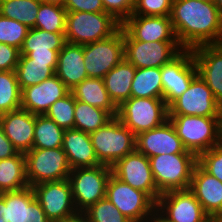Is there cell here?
<instances>
[{"instance_id":"cell-1","label":"cell","mask_w":222,"mask_h":222,"mask_svg":"<svg viewBox=\"0 0 222 222\" xmlns=\"http://www.w3.org/2000/svg\"><path fill=\"white\" fill-rule=\"evenodd\" d=\"M170 19L184 50L222 44V15L211 1L173 0Z\"/></svg>"},{"instance_id":"cell-2","label":"cell","mask_w":222,"mask_h":222,"mask_svg":"<svg viewBox=\"0 0 222 222\" xmlns=\"http://www.w3.org/2000/svg\"><path fill=\"white\" fill-rule=\"evenodd\" d=\"M184 147L197 156L222 141V117L169 115Z\"/></svg>"},{"instance_id":"cell-3","label":"cell","mask_w":222,"mask_h":222,"mask_svg":"<svg viewBox=\"0 0 222 222\" xmlns=\"http://www.w3.org/2000/svg\"><path fill=\"white\" fill-rule=\"evenodd\" d=\"M152 174L160 194L189 189L197 165V155L189 150L177 154L149 157Z\"/></svg>"},{"instance_id":"cell-4","label":"cell","mask_w":222,"mask_h":222,"mask_svg":"<svg viewBox=\"0 0 222 222\" xmlns=\"http://www.w3.org/2000/svg\"><path fill=\"white\" fill-rule=\"evenodd\" d=\"M98 162L112 167L119 159L136 150V135L116 116L89 134Z\"/></svg>"},{"instance_id":"cell-5","label":"cell","mask_w":222,"mask_h":222,"mask_svg":"<svg viewBox=\"0 0 222 222\" xmlns=\"http://www.w3.org/2000/svg\"><path fill=\"white\" fill-rule=\"evenodd\" d=\"M121 26L120 22L106 12H67L65 40L67 43L85 45L109 38Z\"/></svg>"},{"instance_id":"cell-6","label":"cell","mask_w":222,"mask_h":222,"mask_svg":"<svg viewBox=\"0 0 222 222\" xmlns=\"http://www.w3.org/2000/svg\"><path fill=\"white\" fill-rule=\"evenodd\" d=\"M116 117L137 136L164 124L169 109L163 98L130 97L117 107Z\"/></svg>"},{"instance_id":"cell-7","label":"cell","mask_w":222,"mask_h":222,"mask_svg":"<svg viewBox=\"0 0 222 222\" xmlns=\"http://www.w3.org/2000/svg\"><path fill=\"white\" fill-rule=\"evenodd\" d=\"M111 174V167L102 164L71 170L68 181L79 214L106 197V186Z\"/></svg>"},{"instance_id":"cell-8","label":"cell","mask_w":222,"mask_h":222,"mask_svg":"<svg viewBox=\"0 0 222 222\" xmlns=\"http://www.w3.org/2000/svg\"><path fill=\"white\" fill-rule=\"evenodd\" d=\"M26 178L29 186L68 179L71 167L60 148H32L25 153Z\"/></svg>"},{"instance_id":"cell-9","label":"cell","mask_w":222,"mask_h":222,"mask_svg":"<svg viewBox=\"0 0 222 222\" xmlns=\"http://www.w3.org/2000/svg\"><path fill=\"white\" fill-rule=\"evenodd\" d=\"M105 198L131 222H147L156 212V203L146 193L112 174L107 182Z\"/></svg>"},{"instance_id":"cell-10","label":"cell","mask_w":222,"mask_h":222,"mask_svg":"<svg viewBox=\"0 0 222 222\" xmlns=\"http://www.w3.org/2000/svg\"><path fill=\"white\" fill-rule=\"evenodd\" d=\"M182 51L178 41L142 42L124 29V57L136 68H161Z\"/></svg>"},{"instance_id":"cell-11","label":"cell","mask_w":222,"mask_h":222,"mask_svg":"<svg viewBox=\"0 0 222 222\" xmlns=\"http://www.w3.org/2000/svg\"><path fill=\"white\" fill-rule=\"evenodd\" d=\"M84 65L88 78H101L124 57V28L109 38L83 45Z\"/></svg>"},{"instance_id":"cell-12","label":"cell","mask_w":222,"mask_h":222,"mask_svg":"<svg viewBox=\"0 0 222 222\" xmlns=\"http://www.w3.org/2000/svg\"><path fill=\"white\" fill-rule=\"evenodd\" d=\"M35 198L51 222H61L79 215L68 179L42 182L32 186Z\"/></svg>"},{"instance_id":"cell-13","label":"cell","mask_w":222,"mask_h":222,"mask_svg":"<svg viewBox=\"0 0 222 222\" xmlns=\"http://www.w3.org/2000/svg\"><path fill=\"white\" fill-rule=\"evenodd\" d=\"M111 171L112 175L120 181L143 191L157 203L161 194L156 186L147 156L135 150L119 159L111 167Z\"/></svg>"},{"instance_id":"cell-14","label":"cell","mask_w":222,"mask_h":222,"mask_svg":"<svg viewBox=\"0 0 222 222\" xmlns=\"http://www.w3.org/2000/svg\"><path fill=\"white\" fill-rule=\"evenodd\" d=\"M156 212L167 222H209L210 220L189 189L162 193L156 203Z\"/></svg>"},{"instance_id":"cell-15","label":"cell","mask_w":222,"mask_h":222,"mask_svg":"<svg viewBox=\"0 0 222 222\" xmlns=\"http://www.w3.org/2000/svg\"><path fill=\"white\" fill-rule=\"evenodd\" d=\"M168 109L169 115L222 117V109L217 104L212 90L199 75L191 81L188 89Z\"/></svg>"},{"instance_id":"cell-16","label":"cell","mask_w":222,"mask_h":222,"mask_svg":"<svg viewBox=\"0 0 222 222\" xmlns=\"http://www.w3.org/2000/svg\"><path fill=\"white\" fill-rule=\"evenodd\" d=\"M198 75L192 50H184L171 62L161 67L163 99L169 107L184 93Z\"/></svg>"},{"instance_id":"cell-17","label":"cell","mask_w":222,"mask_h":222,"mask_svg":"<svg viewBox=\"0 0 222 222\" xmlns=\"http://www.w3.org/2000/svg\"><path fill=\"white\" fill-rule=\"evenodd\" d=\"M136 150L149 158L165 153H184L187 149L168 119L159 127L139 133L136 136Z\"/></svg>"},{"instance_id":"cell-18","label":"cell","mask_w":222,"mask_h":222,"mask_svg":"<svg viewBox=\"0 0 222 222\" xmlns=\"http://www.w3.org/2000/svg\"><path fill=\"white\" fill-rule=\"evenodd\" d=\"M69 92L62 80L53 75L21 90V108L34 115H45L56 100L62 99Z\"/></svg>"},{"instance_id":"cell-19","label":"cell","mask_w":222,"mask_h":222,"mask_svg":"<svg viewBox=\"0 0 222 222\" xmlns=\"http://www.w3.org/2000/svg\"><path fill=\"white\" fill-rule=\"evenodd\" d=\"M192 52L198 75L212 90L222 109V44L201 45Z\"/></svg>"},{"instance_id":"cell-20","label":"cell","mask_w":222,"mask_h":222,"mask_svg":"<svg viewBox=\"0 0 222 222\" xmlns=\"http://www.w3.org/2000/svg\"><path fill=\"white\" fill-rule=\"evenodd\" d=\"M122 27L142 42L177 41L170 16L131 15Z\"/></svg>"},{"instance_id":"cell-21","label":"cell","mask_w":222,"mask_h":222,"mask_svg":"<svg viewBox=\"0 0 222 222\" xmlns=\"http://www.w3.org/2000/svg\"><path fill=\"white\" fill-rule=\"evenodd\" d=\"M189 190L210 218L222 217V182L205 172L198 164L193 170Z\"/></svg>"},{"instance_id":"cell-22","label":"cell","mask_w":222,"mask_h":222,"mask_svg":"<svg viewBox=\"0 0 222 222\" xmlns=\"http://www.w3.org/2000/svg\"><path fill=\"white\" fill-rule=\"evenodd\" d=\"M0 125L18 152L33 148L35 115L23 108L1 114Z\"/></svg>"},{"instance_id":"cell-23","label":"cell","mask_w":222,"mask_h":222,"mask_svg":"<svg viewBox=\"0 0 222 222\" xmlns=\"http://www.w3.org/2000/svg\"><path fill=\"white\" fill-rule=\"evenodd\" d=\"M55 75L71 90L88 78L85 65L83 45L65 43L58 53Z\"/></svg>"},{"instance_id":"cell-24","label":"cell","mask_w":222,"mask_h":222,"mask_svg":"<svg viewBox=\"0 0 222 222\" xmlns=\"http://www.w3.org/2000/svg\"><path fill=\"white\" fill-rule=\"evenodd\" d=\"M71 170L100 165L90 135L78 129H66L62 142Z\"/></svg>"},{"instance_id":"cell-25","label":"cell","mask_w":222,"mask_h":222,"mask_svg":"<svg viewBox=\"0 0 222 222\" xmlns=\"http://www.w3.org/2000/svg\"><path fill=\"white\" fill-rule=\"evenodd\" d=\"M135 73L136 67L124 58L104 76L105 88L116 107L131 97V84Z\"/></svg>"},{"instance_id":"cell-26","label":"cell","mask_w":222,"mask_h":222,"mask_svg":"<svg viewBox=\"0 0 222 222\" xmlns=\"http://www.w3.org/2000/svg\"><path fill=\"white\" fill-rule=\"evenodd\" d=\"M76 100L88 103L108 111L113 117L117 115V107L110 99L101 78H87L70 90Z\"/></svg>"},{"instance_id":"cell-27","label":"cell","mask_w":222,"mask_h":222,"mask_svg":"<svg viewBox=\"0 0 222 222\" xmlns=\"http://www.w3.org/2000/svg\"><path fill=\"white\" fill-rule=\"evenodd\" d=\"M25 153L0 160V193L17 191L28 187Z\"/></svg>"},{"instance_id":"cell-28","label":"cell","mask_w":222,"mask_h":222,"mask_svg":"<svg viewBox=\"0 0 222 222\" xmlns=\"http://www.w3.org/2000/svg\"><path fill=\"white\" fill-rule=\"evenodd\" d=\"M57 62H33L27 55H20L16 75L20 90L36 85L55 75Z\"/></svg>"},{"instance_id":"cell-29","label":"cell","mask_w":222,"mask_h":222,"mask_svg":"<svg viewBox=\"0 0 222 222\" xmlns=\"http://www.w3.org/2000/svg\"><path fill=\"white\" fill-rule=\"evenodd\" d=\"M131 97L163 98L161 68H136L131 84Z\"/></svg>"},{"instance_id":"cell-30","label":"cell","mask_w":222,"mask_h":222,"mask_svg":"<svg viewBox=\"0 0 222 222\" xmlns=\"http://www.w3.org/2000/svg\"><path fill=\"white\" fill-rule=\"evenodd\" d=\"M113 116L102 108H97L80 100H75L74 128L85 133L95 132L110 121Z\"/></svg>"},{"instance_id":"cell-31","label":"cell","mask_w":222,"mask_h":222,"mask_svg":"<svg viewBox=\"0 0 222 222\" xmlns=\"http://www.w3.org/2000/svg\"><path fill=\"white\" fill-rule=\"evenodd\" d=\"M65 43V33L30 28L20 49V55H28L31 51L49 52V50H61Z\"/></svg>"},{"instance_id":"cell-32","label":"cell","mask_w":222,"mask_h":222,"mask_svg":"<svg viewBox=\"0 0 222 222\" xmlns=\"http://www.w3.org/2000/svg\"><path fill=\"white\" fill-rule=\"evenodd\" d=\"M65 130L46 115H35L33 148L62 147Z\"/></svg>"},{"instance_id":"cell-33","label":"cell","mask_w":222,"mask_h":222,"mask_svg":"<svg viewBox=\"0 0 222 222\" xmlns=\"http://www.w3.org/2000/svg\"><path fill=\"white\" fill-rule=\"evenodd\" d=\"M40 0H0V14L34 28Z\"/></svg>"},{"instance_id":"cell-34","label":"cell","mask_w":222,"mask_h":222,"mask_svg":"<svg viewBox=\"0 0 222 222\" xmlns=\"http://www.w3.org/2000/svg\"><path fill=\"white\" fill-rule=\"evenodd\" d=\"M21 108L16 71H0V114Z\"/></svg>"},{"instance_id":"cell-35","label":"cell","mask_w":222,"mask_h":222,"mask_svg":"<svg viewBox=\"0 0 222 222\" xmlns=\"http://www.w3.org/2000/svg\"><path fill=\"white\" fill-rule=\"evenodd\" d=\"M67 11L62 5L41 3L34 28L47 32L65 33Z\"/></svg>"},{"instance_id":"cell-36","label":"cell","mask_w":222,"mask_h":222,"mask_svg":"<svg viewBox=\"0 0 222 222\" xmlns=\"http://www.w3.org/2000/svg\"><path fill=\"white\" fill-rule=\"evenodd\" d=\"M0 197L7 208V222H24L25 207L35 198L33 188L28 186L17 191L1 192Z\"/></svg>"},{"instance_id":"cell-37","label":"cell","mask_w":222,"mask_h":222,"mask_svg":"<svg viewBox=\"0 0 222 222\" xmlns=\"http://www.w3.org/2000/svg\"><path fill=\"white\" fill-rule=\"evenodd\" d=\"M85 222H131L106 198L81 213Z\"/></svg>"},{"instance_id":"cell-38","label":"cell","mask_w":222,"mask_h":222,"mask_svg":"<svg viewBox=\"0 0 222 222\" xmlns=\"http://www.w3.org/2000/svg\"><path fill=\"white\" fill-rule=\"evenodd\" d=\"M75 100L73 94L69 92L62 99L56 100L45 115L64 130L73 129Z\"/></svg>"},{"instance_id":"cell-39","label":"cell","mask_w":222,"mask_h":222,"mask_svg":"<svg viewBox=\"0 0 222 222\" xmlns=\"http://www.w3.org/2000/svg\"><path fill=\"white\" fill-rule=\"evenodd\" d=\"M29 29L25 24L3 17L0 14V43L16 47L20 50Z\"/></svg>"},{"instance_id":"cell-40","label":"cell","mask_w":222,"mask_h":222,"mask_svg":"<svg viewBox=\"0 0 222 222\" xmlns=\"http://www.w3.org/2000/svg\"><path fill=\"white\" fill-rule=\"evenodd\" d=\"M197 164L222 182V141L197 156Z\"/></svg>"},{"instance_id":"cell-41","label":"cell","mask_w":222,"mask_h":222,"mask_svg":"<svg viewBox=\"0 0 222 222\" xmlns=\"http://www.w3.org/2000/svg\"><path fill=\"white\" fill-rule=\"evenodd\" d=\"M173 0H135L132 15L170 16Z\"/></svg>"},{"instance_id":"cell-42","label":"cell","mask_w":222,"mask_h":222,"mask_svg":"<svg viewBox=\"0 0 222 222\" xmlns=\"http://www.w3.org/2000/svg\"><path fill=\"white\" fill-rule=\"evenodd\" d=\"M102 2L105 12L123 24L132 15L135 0H102Z\"/></svg>"},{"instance_id":"cell-43","label":"cell","mask_w":222,"mask_h":222,"mask_svg":"<svg viewBox=\"0 0 222 222\" xmlns=\"http://www.w3.org/2000/svg\"><path fill=\"white\" fill-rule=\"evenodd\" d=\"M63 6L67 12H105L102 0H65Z\"/></svg>"},{"instance_id":"cell-44","label":"cell","mask_w":222,"mask_h":222,"mask_svg":"<svg viewBox=\"0 0 222 222\" xmlns=\"http://www.w3.org/2000/svg\"><path fill=\"white\" fill-rule=\"evenodd\" d=\"M19 57V49L0 43V71H15Z\"/></svg>"},{"instance_id":"cell-45","label":"cell","mask_w":222,"mask_h":222,"mask_svg":"<svg viewBox=\"0 0 222 222\" xmlns=\"http://www.w3.org/2000/svg\"><path fill=\"white\" fill-rule=\"evenodd\" d=\"M24 222H51L45 212L42 209V206L34 198L27 207H25V217Z\"/></svg>"},{"instance_id":"cell-46","label":"cell","mask_w":222,"mask_h":222,"mask_svg":"<svg viewBox=\"0 0 222 222\" xmlns=\"http://www.w3.org/2000/svg\"><path fill=\"white\" fill-rule=\"evenodd\" d=\"M18 153L12 142L5 136L0 125V160L12 157Z\"/></svg>"},{"instance_id":"cell-47","label":"cell","mask_w":222,"mask_h":222,"mask_svg":"<svg viewBox=\"0 0 222 222\" xmlns=\"http://www.w3.org/2000/svg\"><path fill=\"white\" fill-rule=\"evenodd\" d=\"M60 50H49V52L31 51L27 56L33 59V62H57Z\"/></svg>"},{"instance_id":"cell-48","label":"cell","mask_w":222,"mask_h":222,"mask_svg":"<svg viewBox=\"0 0 222 222\" xmlns=\"http://www.w3.org/2000/svg\"><path fill=\"white\" fill-rule=\"evenodd\" d=\"M0 222H7V208L5 201L0 197Z\"/></svg>"},{"instance_id":"cell-49","label":"cell","mask_w":222,"mask_h":222,"mask_svg":"<svg viewBox=\"0 0 222 222\" xmlns=\"http://www.w3.org/2000/svg\"><path fill=\"white\" fill-rule=\"evenodd\" d=\"M157 216V217H156ZM147 222H167L165 221L159 213L155 212L154 215Z\"/></svg>"},{"instance_id":"cell-50","label":"cell","mask_w":222,"mask_h":222,"mask_svg":"<svg viewBox=\"0 0 222 222\" xmlns=\"http://www.w3.org/2000/svg\"><path fill=\"white\" fill-rule=\"evenodd\" d=\"M40 1L45 4H55V5H62V6L65 2V0H40Z\"/></svg>"},{"instance_id":"cell-51","label":"cell","mask_w":222,"mask_h":222,"mask_svg":"<svg viewBox=\"0 0 222 222\" xmlns=\"http://www.w3.org/2000/svg\"><path fill=\"white\" fill-rule=\"evenodd\" d=\"M61 222H85V219L83 218V216L81 214H79L78 216H76L72 219L61 221Z\"/></svg>"},{"instance_id":"cell-52","label":"cell","mask_w":222,"mask_h":222,"mask_svg":"<svg viewBox=\"0 0 222 222\" xmlns=\"http://www.w3.org/2000/svg\"><path fill=\"white\" fill-rule=\"evenodd\" d=\"M217 9L219 10L220 14L222 15V0H214Z\"/></svg>"},{"instance_id":"cell-53","label":"cell","mask_w":222,"mask_h":222,"mask_svg":"<svg viewBox=\"0 0 222 222\" xmlns=\"http://www.w3.org/2000/svg\"><path fill=\"white\" fill-rule=\"evenodd\" d=\"M209 222H222V217L221 218H210Z\"/></svg>"},{"instance_id":"cell-54","label":"cell","mask_w":222,"mask_h":222,"mask_svg":"<svg viewBox=\"0 0 222 222\" xmlns=\"http://www.w3.org/2000/svg\"><path fill=\"white\" fill-rule=\"evenodd\" d=\"M200 1H211V2H214V0H200Z\"/></svg>"}]
</instances>
